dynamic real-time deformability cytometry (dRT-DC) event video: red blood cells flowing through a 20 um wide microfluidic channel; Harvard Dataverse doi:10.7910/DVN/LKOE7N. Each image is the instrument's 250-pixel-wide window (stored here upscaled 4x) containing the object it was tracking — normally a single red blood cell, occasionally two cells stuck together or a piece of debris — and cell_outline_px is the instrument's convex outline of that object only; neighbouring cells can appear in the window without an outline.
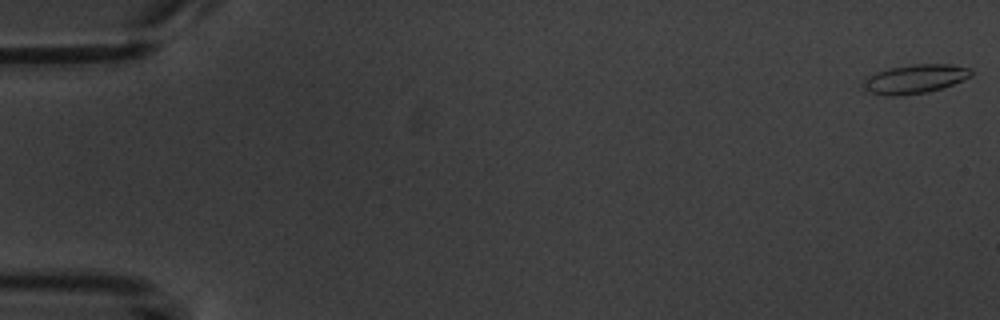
{"species": "common noctule bat (a hibernating species)", "species_latin": "Nyctalus noctula", "temperature_condition": "warm", "stored_images_in_passage": 5, "camera_frame_rate_fps": 3000, "um_per_image_px": 0.085, "animal": {"sex": "male", "body_mass_g": 20.1, "forearm_length_mm": 53.5}, "frame": {"image": 1, "passage_image": 1, "time_ms": 0.0, "image_size_px": [1000, 320], "cell_outline_px": [[972, 76], [952, 84], [940, 88], [924, 92], [896, 96], [884, 96], [868, 92], [864, 88], [864, 80], [868, 76], [876, 72], [888, 68], [912, 64], [948, 64], [968, 68], [972, 72]], "centroid_in_image_um": [77.72, 6.71], "position_along_channel_um": 7.3, "area_um2": 17.98}}